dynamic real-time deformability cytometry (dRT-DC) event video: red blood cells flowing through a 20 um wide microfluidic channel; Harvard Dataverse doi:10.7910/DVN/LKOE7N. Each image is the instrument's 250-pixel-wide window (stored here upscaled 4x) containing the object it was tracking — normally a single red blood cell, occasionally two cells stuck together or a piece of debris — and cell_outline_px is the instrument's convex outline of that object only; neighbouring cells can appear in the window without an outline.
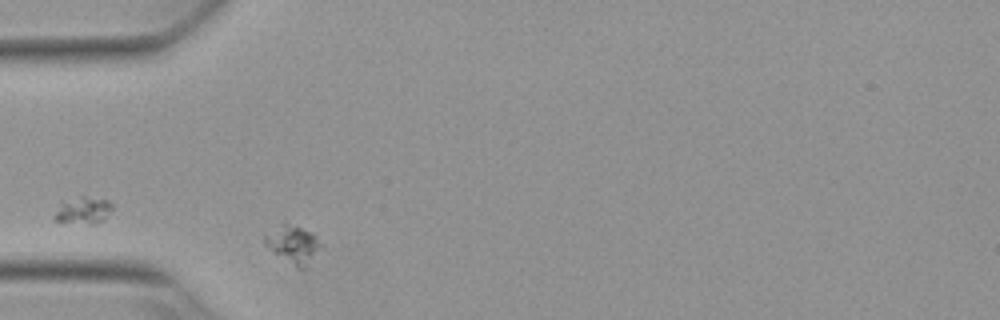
{"species": "Egyptian fruit bat (a non-hibernating species)", "species_latin": "Rousettus aegyptiacus", "temperature_condition": "warm", "stored_images_in_passage": 5, "camera_frame_rate_fps": 3000, "um_per_image_px": 0.085, "animal": {"sex": "female"}, "frame": {"image": 1, "passage_image": 1, "time_ms": 0.0, "image_size_px": [1000, 320], "cell_outline_px": [[320, 244], [304, 268], [296, 268], [272, 252], [264, 244], [264, 236], [284, 220], [312, 232]], "centroid_in_image_um": [24.82, 20.72], "position_along_channel_um": 60.2, "area_um2": 12.08}}